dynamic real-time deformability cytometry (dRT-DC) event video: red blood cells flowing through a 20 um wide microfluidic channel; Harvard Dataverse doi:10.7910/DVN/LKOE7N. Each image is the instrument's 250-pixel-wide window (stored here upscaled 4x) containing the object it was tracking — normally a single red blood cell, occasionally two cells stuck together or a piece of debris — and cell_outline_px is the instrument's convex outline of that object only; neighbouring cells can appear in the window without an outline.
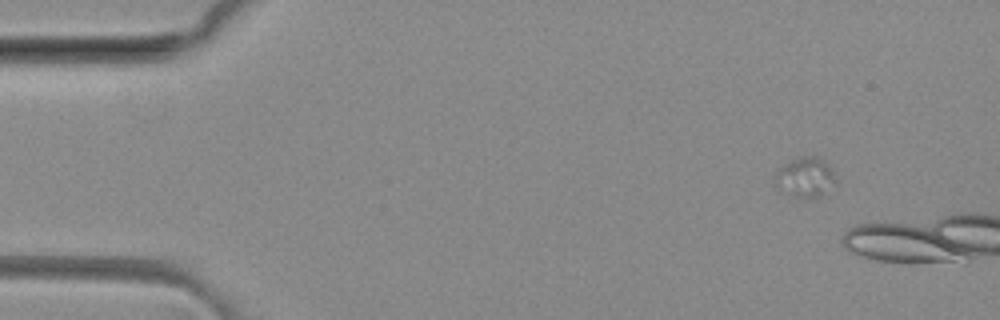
{"species": "common noctule bat (a hibernating species)", "species_latin": "Nyctalus noctula", "temperature_condition": "room temperature", "stored_images_in_passage": 11, "camera_frame_rate_fps": 3000, "um_per_image_px": 0.085, "animal": {"sex": "female", "body_mass_g": 29.2, "forearm_length_mm": 56.3}, "frame": {"image": 1, "passage_image": 1, "time_ms": 0.0, "image_size_px": [1000, 320], "cell_outline_px": [[832, 176], [820, 196], [796, 196], [780, 192], [772, 184], [772, 176], [788, 160], [800, 156], [816, 156], [824, 160], [832, 168]], "centroid_in_image_um": [68.26, 15.01], "position_along_channel_um": 16.7, "area_um2": 13.64}}